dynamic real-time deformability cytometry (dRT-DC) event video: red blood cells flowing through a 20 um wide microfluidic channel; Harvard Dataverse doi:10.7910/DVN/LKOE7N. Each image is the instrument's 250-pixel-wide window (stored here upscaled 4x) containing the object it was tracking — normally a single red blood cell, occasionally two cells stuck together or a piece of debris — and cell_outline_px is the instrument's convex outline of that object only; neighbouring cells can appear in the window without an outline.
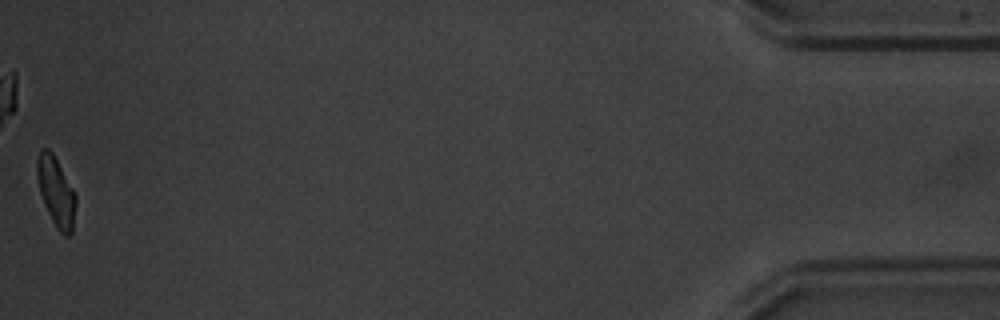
{"species": "common noctule bat (a hibernating species)", "species_latin": "Nyctalus noctula", "temperature_condition": "warm", "stored_images_in_passage": 54, "camera_frame_rate_fps": 3000, "um_per_image_px": 0.085, "animal": {"sex": "male", "body_mass_g": 20.1, "forearm_length_mm": 53.5}, "frame": {"image": 1, "passage_image": 54, "time_ms": 17.667, "image_size_px": [1000, 320], "cell_outline_px": [[76, 204], [72, 232], [68, 236], [64, 236], [56, 228], [44, 204], [40, 192], [36, 176], [36, 160], [40, 148], [48, 148], [52, 152], [76, 192]], "centroid_in_image_um": [4.76, 16.27], "position_along_channel_um": 430.4, "area_um2": 15.9}, "authors_computed_cell_mechanics": {"area_um2": 16.2129, "velocity_mm_per_s": 3.7846, "shape_relaxation_time_tau1_ms": 2.5917, "shape_relaxation_time_tau2_ms": 2.2952, "deformation_change_tau1": 0.1325, "deformation_change_tau2": 0.0691}}